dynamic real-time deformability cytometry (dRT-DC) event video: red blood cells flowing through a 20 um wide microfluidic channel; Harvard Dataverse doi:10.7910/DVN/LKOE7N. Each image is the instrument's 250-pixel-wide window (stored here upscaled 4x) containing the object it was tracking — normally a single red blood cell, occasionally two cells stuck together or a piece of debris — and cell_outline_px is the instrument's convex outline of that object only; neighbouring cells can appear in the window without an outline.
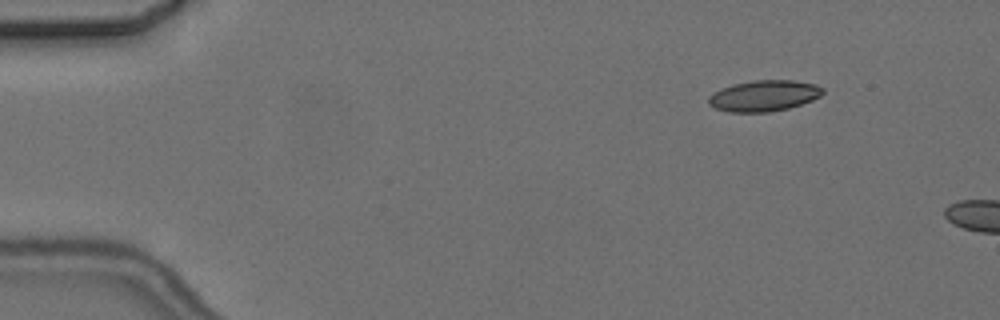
{"species": "common noctule bat (a hibernating species)", "species_latin": "Nyctalus noctula", "temperature_condition": "cold", "stored_images_in_passage": 3, "camera_frame_rate_fps": 3000, "um_per_image_px": 0.085, "animal": {"sex": "female", "body_mass_g": 24.6, "forearm_length_mm": 56.2}, "frame": {"image": 1, "passage_image": 1, "time_ms": 0.0, "image_size_px": [1000, 320], "cell_outline_px": [[824, 92], [820, 96], [812, 100], [788, 108], [768, 112], [728, 112], [716, 108], [708, 104], [708, 96], [720, 88], [732, 84], [752, 80], [792, 80], [816, 84], [824, 88]], "centroid_in_image_um": [64.92, 8.13], "position_along_channel_um": 20.1, "area_um2": 20.75}}